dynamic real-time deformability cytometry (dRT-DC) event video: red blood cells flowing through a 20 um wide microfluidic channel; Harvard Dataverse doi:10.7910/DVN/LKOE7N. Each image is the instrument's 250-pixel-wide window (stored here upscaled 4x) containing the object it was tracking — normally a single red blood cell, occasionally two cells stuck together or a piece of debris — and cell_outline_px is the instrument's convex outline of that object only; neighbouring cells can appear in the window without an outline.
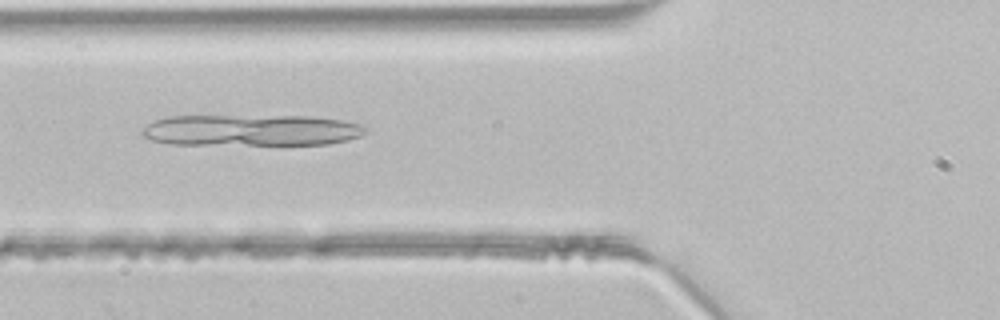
{"species": "common noctule bat (a hibernating species)", "species_latin": "Nyctalus noctula", "temperature_condition": "room temperature", "stored_images_in_passage": 36, "camera_frame_rate_fps": 3000, "um_per_image_px": 0.085, "animal": {"sex": "male", "body_mass_g": 21.5, "forearm_length_mm": 52.0}, "frame": {"image": 1, "passage_image": 9, "time_ms": 2.667, "image_size_px": [1000, 320], "cell_outline_px": [[364, 132], [360, 136], [348, 140], [328, 144], [172, 144], [152, 140], [144, 136], [140, 132], [148, 124], [156, 120], [168, 116], [312, 116], [340, 120], [360, 124], [364, 128]], "centroid_in_image_um": [21.34, 11.06], "position_along_channel_um": 104.5, "area_um2": 40.52}}
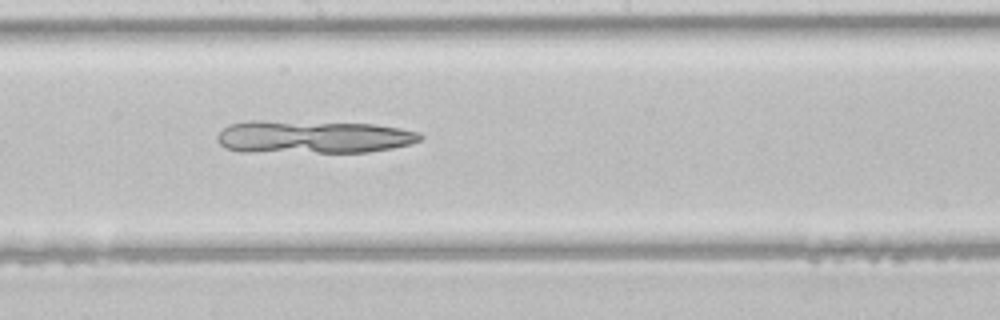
{"frame": {"image": 2, "passage_image": 17, "time_ms": 5.333, "image_size_px": [1000, 320], "cell_outline_px": [[424, 136], [420, 140], [412, 144], [392, 148], [368, 152], [240, 152], [224, 148], [216, 140], [216, 136], [228, 124], [248, 120], [260, 120], [376, 124], [400, 128], [420, 132]], "centroid_in_image_um": [26.58, 11.64], "position_along_channel_um": 221.6, "area_um2": 39.48}}
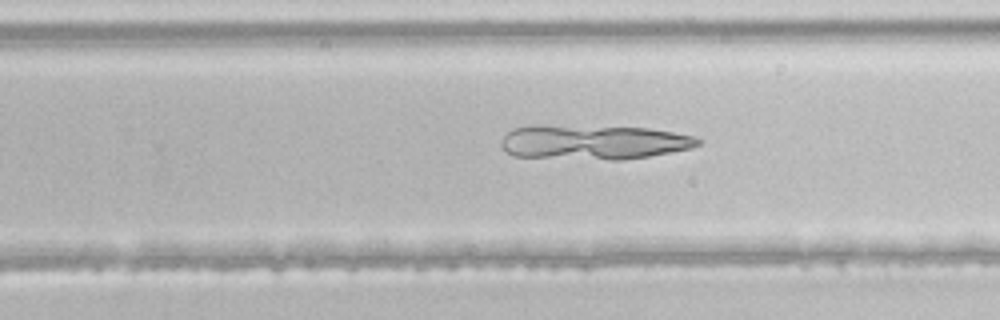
{"frame": {"image": 3, "passage_image": 21, "time_ms": 6.667, "image_size_px": [1000, 320], "cell_outline_px": [[700, 144], [692, 148], [648, 156], [620, 160], [612, 160], [512, 156], [500, 144], [500, 140], [508, 132], [516, 128], [532, 124], [544, 124], [648, 128], [672, 132], [692, 136], [700, 140]], "centroid_in_image_um": [50.39, 12.07], "position_along_channel_um": 279.4, "area_um2": 39.88}}